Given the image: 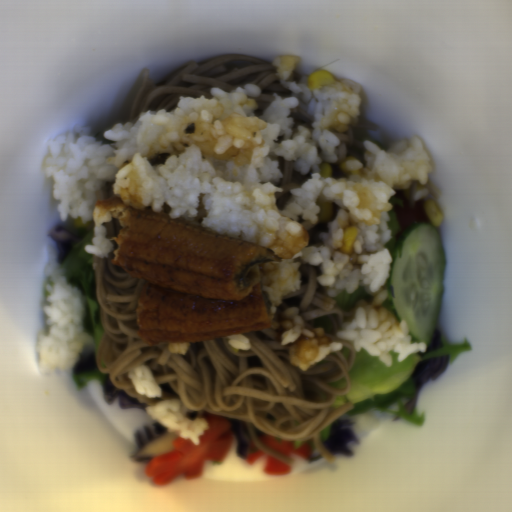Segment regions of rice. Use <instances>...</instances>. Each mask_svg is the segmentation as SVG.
Returning <instances> with one entry per match:
<instances>
[{
    "label": "rice",
    "instance_id": "rice-1",
    "mask_svg": "<svg viewBox=\"0 0 512 512\" xmlns=\"http://www.w3.org/2000/svg\"><path fill=\"white\" fill-rule=\"evenodd\" d=\"M300 64L296 54L274 58L280 84L290 93H273L261 115L259 84L232 91L212 87V97L180 96L176 107L149 109L136 121L114 124L101 138L88 125L66 130L50 141L44 172L52 178L61 221L94 222L87 254L105 258L113 248L105 224L114 217L96 205L113 195L136 210L164 212L272 250L280 260L259 268L271 303L268 328L300 370L309 371L342 347L321 328L309 327L298 307L280 311L286 296L301 288L300 266L321 269L317 281L329 297L364 287L371 298L356 303L353 319L335 335L389 367L390 352L401 361L427 348L412 342L406 321L385 307L393 264L387 223L390 199L399 190L411 189L415 201L430 195L432 160L418 135L389 150L368 138L363 159L351 155L343 161L344 176L323 177L322 164L338 159L335 133L359 121L362 91L350 79L309 89L306 76L293 79ZM297 105L313 115L310 128L291 130L288 115ZM281 156L311 178L290 190V202L280 210L274 194L282 191ZM353 225L359 234L348 256L339 248Z\"/></svg>",
    "mask_w": 512,
    "mask_h": 512
},
{
    "label": "rice",
    "instance_id": "rice-2",
    "mask_svg": "<svg viewBox=\"0 0 512 512\" xmlns=\"http://www.w3.org/2000/svg\"><path fill=\"white\" fill-rule=\"evenodd\" d=\"M46 253L48 305L44 313L49 328L36 339L38 366L44 372L70 370L78 363L84 347L92 345L94 340L83 330L85 303L80 288L68 282L65 270L58 265L57 247L50 244Z\"/></svg>",
    "mask_w": 512,
    "mask_h": 512
},
{
    "label": "rice",
    "instance_id": "rice-3",
    "mask_svg": "<svg viewBox=\"0 0 512 512\" xmlns=\"http://www.w3.org/2000/svg\"><path fill=\"white\" fill-rule=\"evenodd\" d=\"M145 411L168 433H175L184 440L190 439L194 445H200V436L210 429L203 418L187 419V407L181 399L167 398L155 405L145 407Z\"/></svg>",
    "mask_w": 512,
    "mask_h": 512
},
{
    "label": "rice",
    "instance_id": "rice-4",
    "mask_svg": "<svg viewBox=\"0 0 512 512\" xmlns=\"http://www.w3.org/2000/svg\"><path fill=\"white\" fill-rule=\"evenodd\" d=\"M127 376L138 395H144L149 399L163 398V389L155 381L149 366L138 365L127 371Z\"/></svg>",
    "mask_w": 512,
    "mask_h": 512
},
{
    "label": "rice",
    "instance_id": "rice-5",
    "mask_svg": "<svg viewBox=\"0 0 512 512\" xmlns=\"http://www.w3.org/2000/svg\"><path fill=\"white\" fill-rule=\"evenodd\" d=\"M224 338L234 349L249 350L252 346L250 339L244 333Z\"/></svg>",
    "mask_w": 512,
    "mask_h": 512
}]
</instances>
